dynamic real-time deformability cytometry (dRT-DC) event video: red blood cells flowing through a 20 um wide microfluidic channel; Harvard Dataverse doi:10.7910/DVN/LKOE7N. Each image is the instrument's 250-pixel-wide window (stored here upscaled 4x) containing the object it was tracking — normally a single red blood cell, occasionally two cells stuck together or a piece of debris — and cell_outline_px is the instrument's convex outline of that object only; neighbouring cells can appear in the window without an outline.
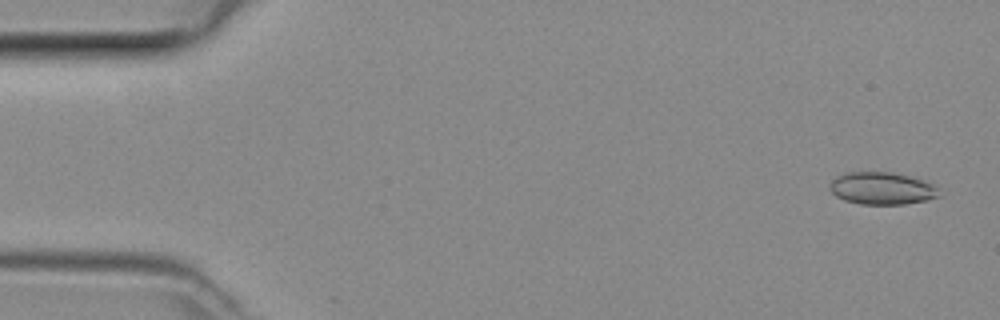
{"species": "common noctule bat (a hibernating species)", "species_latin": "Nyctalus noctula", "temperature_condition": "room temperature", "stored_images_in_passage": 48, "camera_frame_rate_fps": 3000, "um_per_image_px": 0.085, "animal": {"sex": "female", "body_mass_g": 29.2, "forearm_length_mm": 56.3}, "frame": {"image": 1, "passage_image": 2, "time_ms": 0.333, "image_size_px": [1000, 320], "cell_outline_px": [[940, 196], [924, 200], [904, 204], [860, 204], [844, 200], [836, 196], [828, 188], [828, 184], [836, 176], [844, 172], [892, 172], [924, 180], [936, 184]], "centroid_in_image_um": [74.94, 16.0], "position_along_channel_um": 10.1, "area_um2": 20.75}}
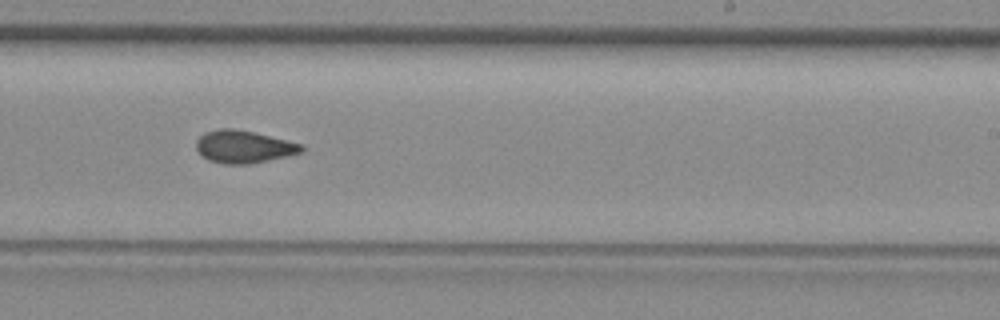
{"frame": {"image": 2, "passage_image": 29, "time_ms": 9.333, "image_size_px": [1000, 320], "cell_outline_px": [[304, 152], [288, 156], [248, 164], [224, 164], [208, 160], [200, 156], [196, 148], [196, 140], [204, 132], [220, 128], [236, 128], [304, 144]], "centroid_in_image_um": [20.7, 12.47], "position_along_channel_um": 268.3, "area_um2": 20.23}}
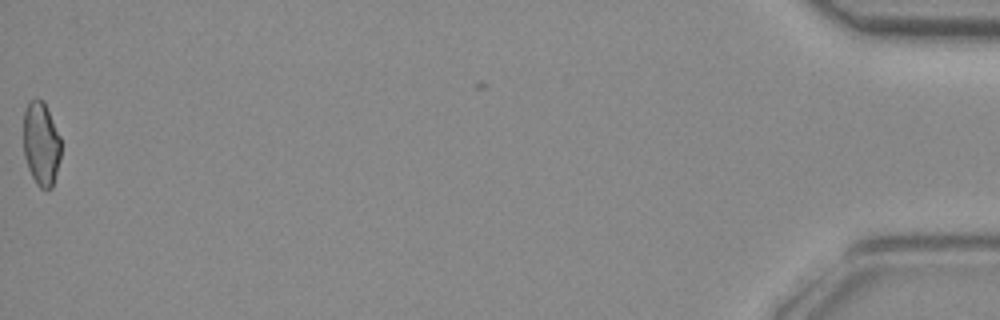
{"frame": {"image": 3, "passage_image": 48, "time_ms": 15.667, "image_size_px": [1000, 320], "cell_outline_px": [[60, 160], [52, 188], [40, 188], [36, 184], [28, 168], [24, 156], [24, 112], [28, 100], [36, 96], [44, 100], [60, 136]], "centroid_in_image_um": [3.49, 12.17], "position_along_channel_um": 431.7, "area_um2": 18.55}}